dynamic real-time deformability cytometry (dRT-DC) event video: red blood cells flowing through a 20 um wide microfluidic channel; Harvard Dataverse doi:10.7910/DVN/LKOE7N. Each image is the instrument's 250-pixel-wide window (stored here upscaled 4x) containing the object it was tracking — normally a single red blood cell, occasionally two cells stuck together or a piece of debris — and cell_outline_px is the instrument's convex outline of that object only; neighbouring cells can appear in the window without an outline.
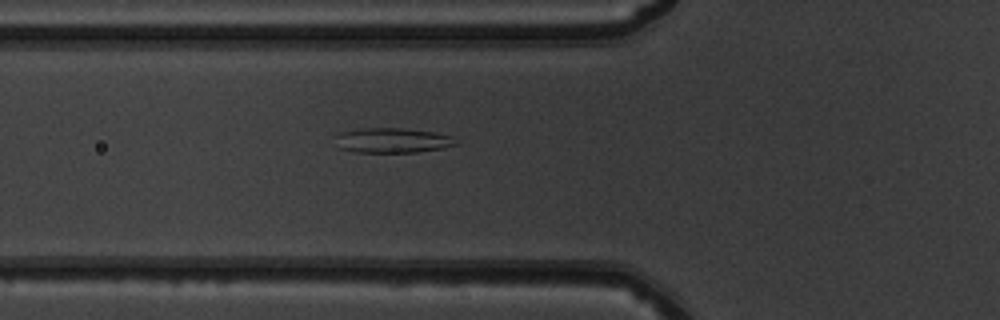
{"species": "common noctule bat (a hibernating species)", "species_latin": "Nyctalus noctula", "temperature_condition": "warm", "stored_images_in_passage": 52, "segment_of_instrument_passage": [1, 2], "camera_frame_rate_fps": 3000, "um_per_image_px": 0.085, "animal": {"sex": "male", "body_mass_g": 19.5, "forearm_length_mm": 54.6}, "frame": {"image": 1, "passage_image": 19, "time_ms": 6.0, "image_size_px": [1000, 320], "cell_outline_px": [[460, 144], [440, 148], [416, 152], [356, 152], [340, 148], [336, 136], [340, 132], [360, 128], [400, 128], [432, 132], [452, 136]], "centroid_in_image_um": [33.37, 11.93], "position_along_channel_um": 92.4, "area_um2": 17.28}}
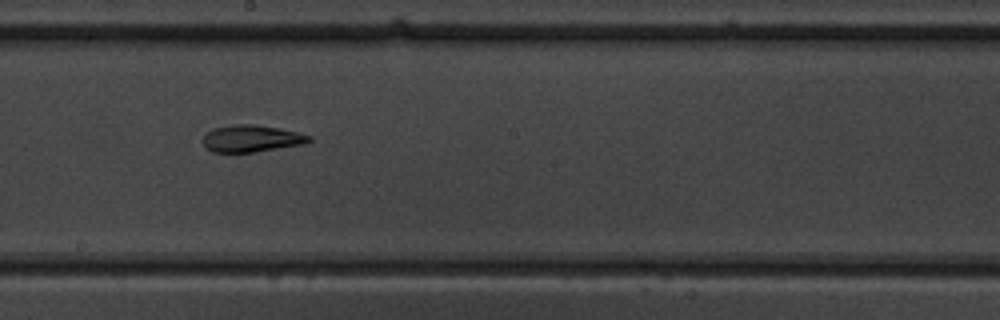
{"frame": {"image": 2, "passage_image": 29, "time_ms": 9.333, "image_size_px": [1000, 320], "cell_outline_px": [[312, 140], [308, 144], [256, 152], [212, 152], [204, 148], [204, 136], [212, 128], [236, 124], [256, 124], [280, 128], [312, 136]], "centroid_in_image_um": [21.42, 11.78], "position_along_channel_um": 226.8, "area_um2": 16.94}}
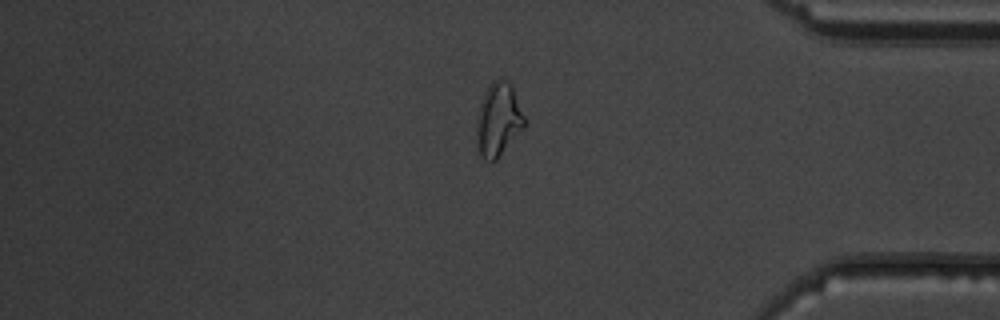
{"frame": {"image": 3, "passage_image": 43, "time_ms": 14.0, "image_size_px": [1000, 320], "cell_outline_px": [[524, 128], [496, 160], [484, 160], [476, 144], [476, 124], [480, 104], [484, 92], [488, 84], [496, 76], [500, 76], [508, 80], [512, 84], [524, 116]], "centroid_in_image_um": [42.35, 10.1], "position_along_channel_um": 392.9, "area_um2": 20.75}}